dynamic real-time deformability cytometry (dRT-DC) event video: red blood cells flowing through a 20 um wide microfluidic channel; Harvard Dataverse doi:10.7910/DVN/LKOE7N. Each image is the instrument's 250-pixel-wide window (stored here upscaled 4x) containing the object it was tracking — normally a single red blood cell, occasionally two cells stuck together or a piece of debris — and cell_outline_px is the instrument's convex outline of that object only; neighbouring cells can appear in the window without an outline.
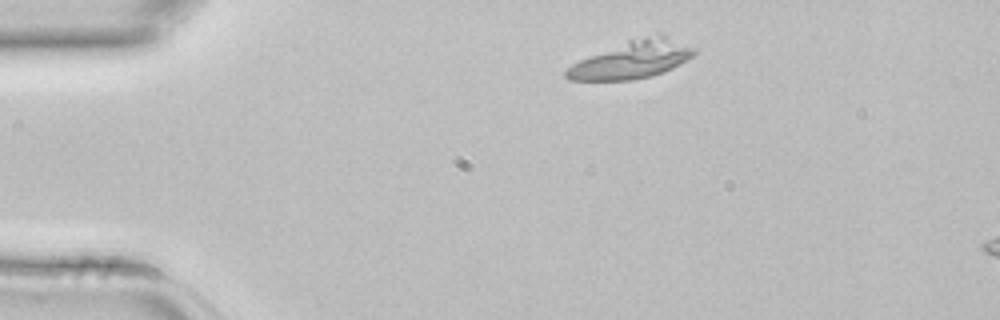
{"species": "common noctule bat (a hibernating species)", "species_latin": "Nyctalus noctula", "temperature_condition": "room temperature", "stored_images_in_passage": 3, "segment_of_instrument_passage": [1, 2], "camera_frame_rate_fps": 3000, "um_per_image_px": 0.085, "animal": {"sex": "female", "body_mass_g": 22.7, "forearm_length_mm": 54.2}, "frame": {"image": 1, "passage_image": 1, "time_ms": 0.0, "image_size_px": [1000, 320], "cell_outline_px": [[696, 52], [692, 56], [680, 64], [664, 72], [652, 76], [632, 80], [568, 80], [564, 76], [564, 72], [572, 64], [580, 60], [628, 40], [660, 32], [664, 32], [696, 48]], "centroid_in_image_um": [53.8, 5.04], "position_along_channel_um": 31.2, "area_um2": 28.21}}